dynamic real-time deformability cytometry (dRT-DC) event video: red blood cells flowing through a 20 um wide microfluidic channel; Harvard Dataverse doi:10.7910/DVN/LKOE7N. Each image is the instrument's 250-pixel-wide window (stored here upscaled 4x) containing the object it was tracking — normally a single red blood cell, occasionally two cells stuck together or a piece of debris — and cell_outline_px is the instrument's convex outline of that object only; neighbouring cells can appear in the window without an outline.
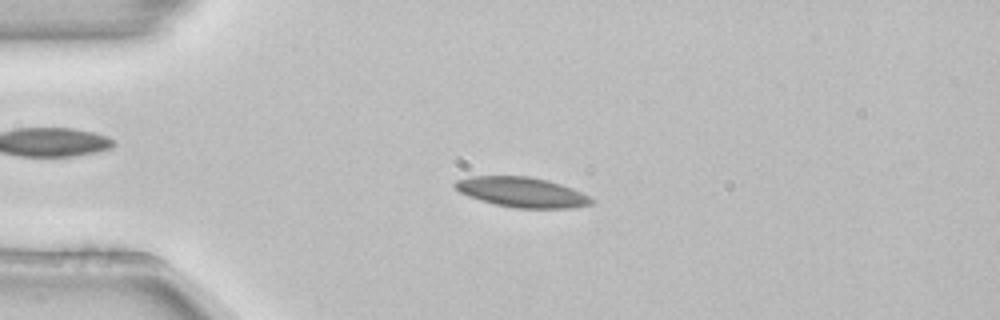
{"species": "common noctule bat (a hibernating species)", "species_latin": "Nyctalus noctula", "temperature_condition": "room temperature", "stored_images_in_passage": 3, "camera_frame_rate_fps": 3000, "um_per_image_px": 0.085, "animal": {"sex": "female", "body_mass_g": 22.7, "forearm_length_mm": 54.2}, "frame": {"image": 1, "passage_image": 2, "time_ms": 0.333, "image_size_px": [1000, 320], "cell_outline_px": [[596, 200], [592, 204], [572, 208], [516, 208], [496, 204], [480, 200], [468, 196], [460, 192], [452, 184], [456, 180], [468, 176], [528, 176], [548, 180], [572, 188]], "centroid_in_image_um": [44.35, 16.33], "position_along_channel_um": 40.6, "area_um2": 23.87}}
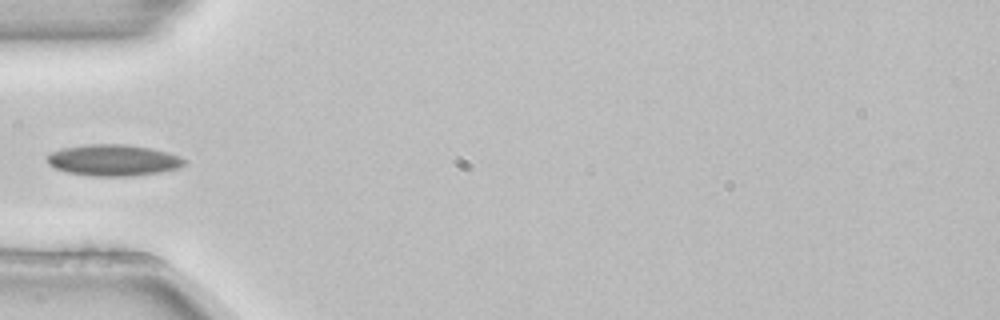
{"frame": {"image": 2, "passage_image": 3, "time_ms": 0.667, "image_size_px": [1000, 320], "cell_outline_px": [[188, 160], [180, 168], [160, 172], [132, 176], [92, 176], [68, 172], [56, 168], [48, 164], [48, 156], [52, 152], [64, 148], [88, 144], [124, 144], [148, 148], [168, 152], [180, 156]], "centroid_in_image_um": [9.68, 13.62], "position_along_channel_um": 75.3, "area_um2": 24.91}}